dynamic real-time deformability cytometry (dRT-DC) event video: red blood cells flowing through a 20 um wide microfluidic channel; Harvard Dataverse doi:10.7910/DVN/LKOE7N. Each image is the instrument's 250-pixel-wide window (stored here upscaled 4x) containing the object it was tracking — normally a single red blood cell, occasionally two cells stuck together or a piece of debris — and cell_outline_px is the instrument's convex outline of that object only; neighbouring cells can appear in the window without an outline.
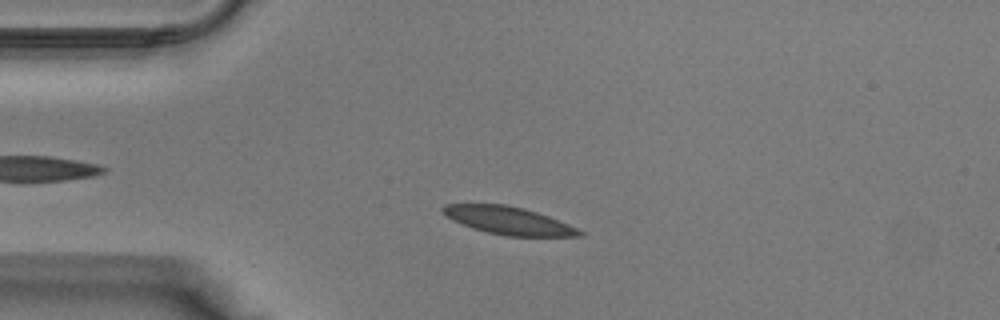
{"species": "Egyptian fruit bat (a non-hibernating species)", "species_latin": "Rousettus aegyptiacus", "temperature_condition": "warm", "stored_images_in_passage": 37, "camera_frame_rate_fps": 3000, "um_per_image_px": 0.085, "animal": {"sex": "male"}, "frame": {"image": 1, "passage_image": 7, "time_ms": 2.0, "image_size_px": [1000, 320], "cell_outline_px": [[584, 236], [508, 236], [488, 232], [472, 228], [452, 220], [440, 212], [440, 208], [444, 204], [508, 204], [524, 208], [548, 216], [568, 224], [584, 232]], "centroid_in_image_um": [43.18, 18.73], "position_along_channel_um": 41.8, "area_um2": 22.08}}
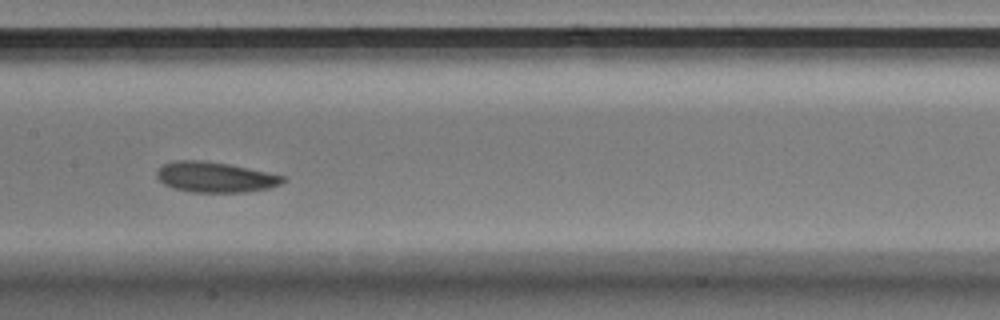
{"frame": {"image": 2, "passage_image": 17, "time_ms": 5.333, "image_size_px": [1000, 320], "cell_outline_px": [[284, 180], [280, 184], [268, 188], [244, 192], [192, 192], [172, 188], [164, 184], [156, 176], [156, 172], [164, 164], [172, 160], [200, 160], [228, 164], [248, 168], [284, 176]], "centroid_in_image_um": [18.24, 15.05], "position_along_channel_um": 189.2, "area_um2": 22.14}}
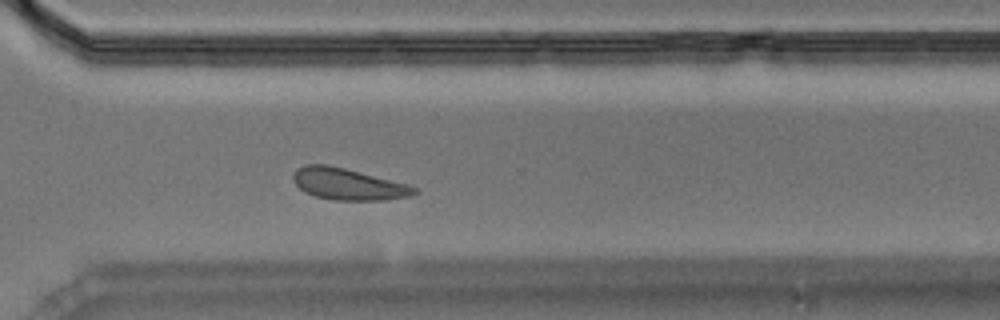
{"frame": {"image": 3, "passage_image": 26, "time_ms": 8.333, "image_size_px": [1000, 320], "cell_outline_px": [[420, 192], [412, 196], [388, 200], [332, 200], [316, 196], [304, 192], [292, 180], [292, 176], [296, 168], [304, 164], [328, 164], [408, 184], [416, 188]], "centroid_in_image_um": [29.59, 15.65], "position_along_channel_um": 341.0, "area_um2": 22.48}}